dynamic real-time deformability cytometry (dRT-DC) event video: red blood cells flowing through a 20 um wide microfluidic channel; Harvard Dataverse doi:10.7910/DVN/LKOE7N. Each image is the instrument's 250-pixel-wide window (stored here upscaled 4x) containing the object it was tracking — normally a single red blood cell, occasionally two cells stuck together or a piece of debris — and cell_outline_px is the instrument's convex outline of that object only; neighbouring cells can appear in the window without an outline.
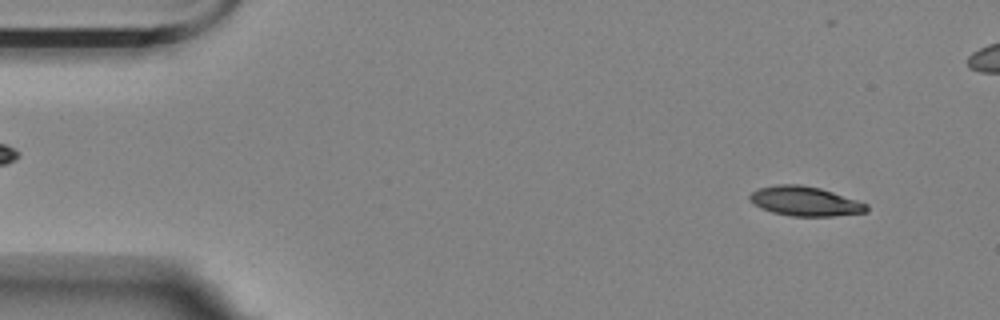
{"species": "Egyptian fruit bat (a non-hibernating species)", "species_latin": "Rousettus aegyptiacus", "temperature_condition": "room temperature", "stored_images_in_passage": 56, "camera_frame_rate_fps": 3000, "um_per_image_px": 0.085, "animal": {"sex": "female"}, "frame": {"image": 1, "passage_image": 4, "time_ms": 1.0, "image_size_px": [1000, 320], "cell_outline_px": [[868, 212], [832, 216], [792, 216], [772, 212], [760, 208], [748, 196], [752, 192], [760, 188], [776, 184], [800, 184], [820, 188], [868, 204]], "centroid_in_image_um": [68.44, 17.1], "position_along_channel_um": 16.6, "area_um2": 19.88}}
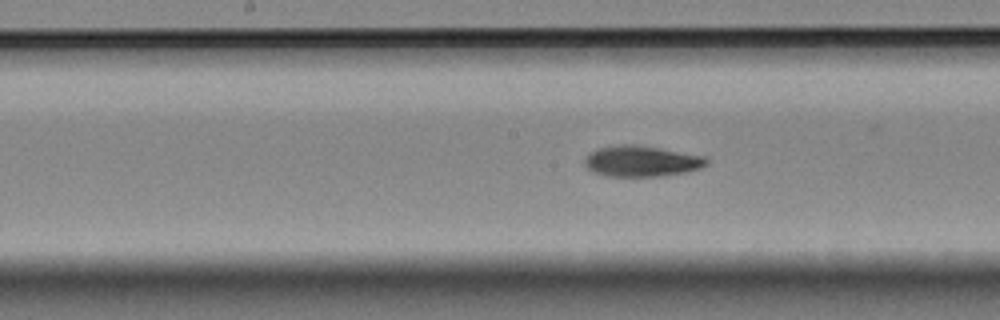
{"frame": {"image": 2, "passage_image": 27, "time_ms": 8.667, "image_size_px": [1000, 320], "cell_outline_px": [[708, 164], [700, 168], [684, 172], [664, 176], [608, 176], [592, 172], [584, 164], [584, 160], [596, 148], [616, 144], [632, 144], [660, 148], [704, 156], [708, 160]], "centroid_in_image_um": [54.51, 13.69], "position_along_channel_um": 193.7, "area_um2": 21.91}}
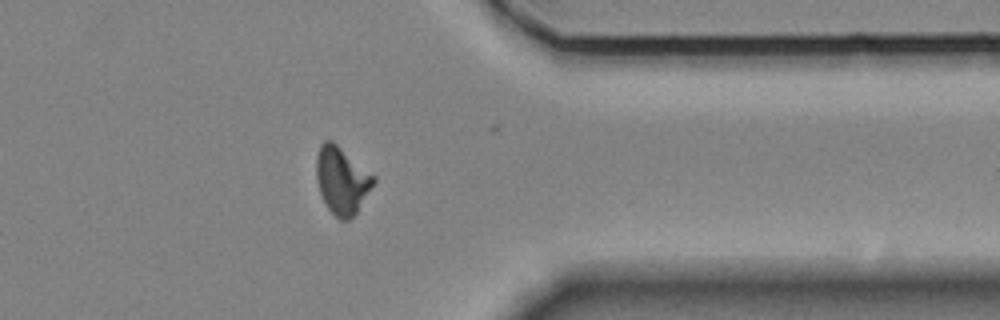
{"frame": {"image": 3, "passage_image": 44, "time_ms": 14.333, "image_size_px": [1000, 320], "cell_outline_px": [[376, 180], [356, 212], [348, 220], [340, 220], [328, 208], [320, 192], [316, 180], [316, 156], [320, 144], [324, 140], [332, 140], [376, 176]], "centroid_in_image_um": [29.04, 15.29], "position_along_channel_um": 382.4, "area_um2": 22.25}, "authors_computed_cell_mechanics": {"area_um2": 21.4438, "velocity_mm_per_s": 3.5221, "shape_relaxation_time_tau1_ms": 6.2348, "shape_relaxation_time_tau2_ms": 4.2839, "deformation_change_tau1": 0.1696, "deformation_change_tau2": 0.1004}}